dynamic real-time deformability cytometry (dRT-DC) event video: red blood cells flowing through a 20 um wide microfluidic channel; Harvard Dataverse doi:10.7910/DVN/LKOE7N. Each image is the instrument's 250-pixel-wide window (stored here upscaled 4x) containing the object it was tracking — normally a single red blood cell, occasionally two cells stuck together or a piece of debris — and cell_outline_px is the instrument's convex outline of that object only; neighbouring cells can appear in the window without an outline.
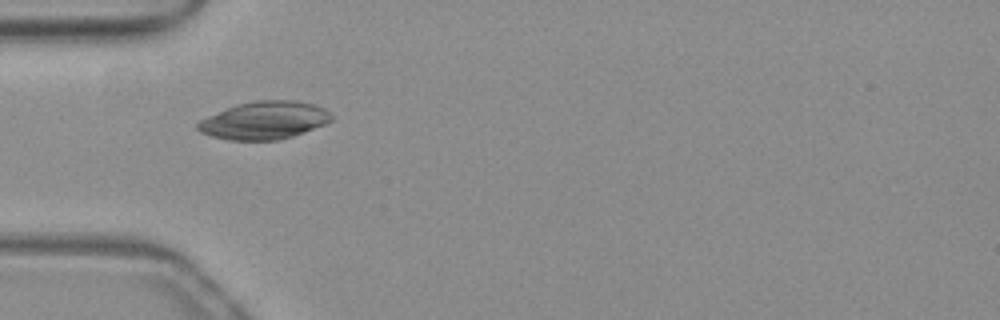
{"species": "common noctule bat (a hibernating species)", "species_latin": "Nyctalus noctula", "temperature_condition": "warm", "stored_images_in_passage": 23, "camera_frame_rate_fps": 3000, "um_per_image_px": 0.085, "animal": {"sex": "female", "body_mass_g": 19.3, "forearm_length_mm": 54.1}, "frame": {"image": 1, "passage_image": 1, "time_ms": 0.0, "image_size_px": [1000, 320], "cell_outline_px": [[332, 120], [324, 124], [292, 136], [276, 140], [228, 140], [212, 136], [200, 132], [196, 128], [196, 124], [200, 120], [236, 104], [256, 100], [296, 100], [312, 104], [324, 108], [332, 116]], "centroid_in_image_um": [22.44, 10.22], "position_along_channel_um": 62.6, "area_um2": 29.19}}